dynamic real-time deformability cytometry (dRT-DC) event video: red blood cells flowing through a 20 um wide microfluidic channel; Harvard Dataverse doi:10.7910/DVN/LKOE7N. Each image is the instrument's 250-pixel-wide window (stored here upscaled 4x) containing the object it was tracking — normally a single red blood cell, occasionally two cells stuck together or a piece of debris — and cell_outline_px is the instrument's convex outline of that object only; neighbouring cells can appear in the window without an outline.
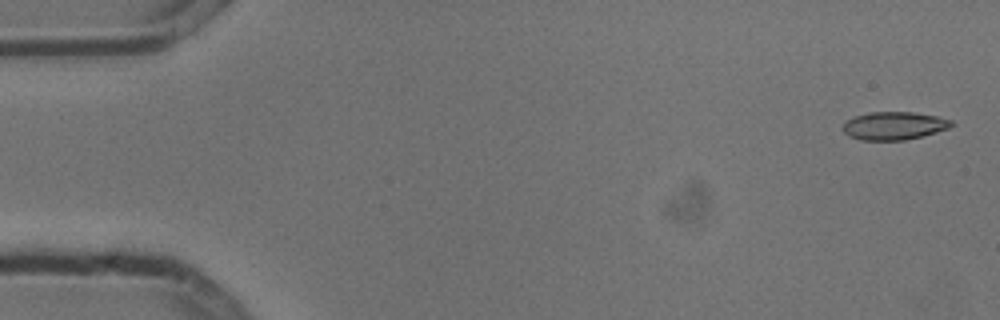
{"species": "common noctule bat (a hibernating species)", "species_latin": "Nyctalus noctula", "temperature_condition": "cold", "stored_images_in_passage": 5, "camera_frame_rate_fps": 3000, "um_per_image_px": 0.085, "animal": {"sex": "male", "body_mass_g": 13.3}, "frame": {"image": 1, "passage_image": 1, "time_ms": 0.0, "image_size_px": [1000, 320], "cell_outline_px": [[956, 124], [948, 128], [936, 132], [904, 140], [860, 140], [848, 136], [844, 132], [844, 124], [848, 120], [856, 116], [868, 112], [912, 112], [936, 116], [952, 120]], "centroid_in_image_um": [76.01, 10.69], "position_along_channel_um": 9.0, "area_um2": 17.57}}